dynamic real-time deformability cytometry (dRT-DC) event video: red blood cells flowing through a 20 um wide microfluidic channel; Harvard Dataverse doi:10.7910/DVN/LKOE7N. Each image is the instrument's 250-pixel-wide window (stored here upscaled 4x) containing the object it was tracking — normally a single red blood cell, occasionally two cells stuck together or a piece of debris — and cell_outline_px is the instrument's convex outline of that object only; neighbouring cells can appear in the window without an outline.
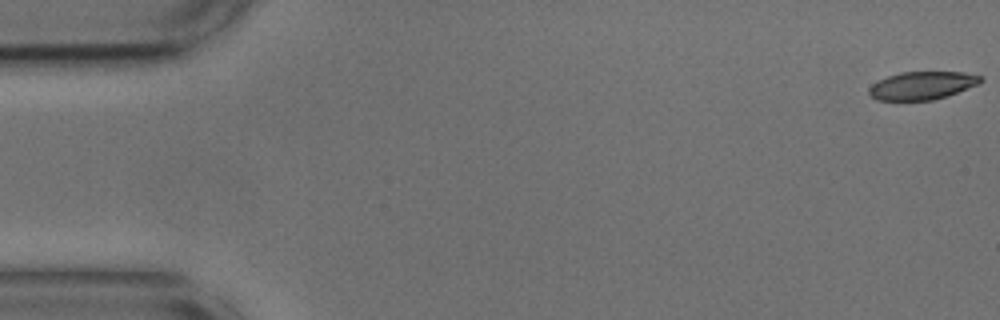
{"species": "common noctule bat (a hibernating species)", "species_latin": "Nyctalus noctula", "temperature_condition": "cold", "stored_images_in_passage": 55, "camera_frame_rate_fps": 3000, "um_per_image_px": 0.085, "animal": {"sex": "male", "body_mass_g": 17.9, "forearm_length_mm": 54.2}, "frame": {"image": 1, "passage_image": 1, "time_ms": 0.0, "image_size_px": [1000, 320], "cell_outline_px": [[984, 80], [980, 84], [948, 96], [932, 100], [876, 100], [868, 92], [868, 88], [872, 84], [888, 76], [900, 72], [964, 72], [984, 76]], "centroid_in_image_um": [78.44, 7.26], "position_along_channel_um": 6.6, "area_um2": 18.38}}
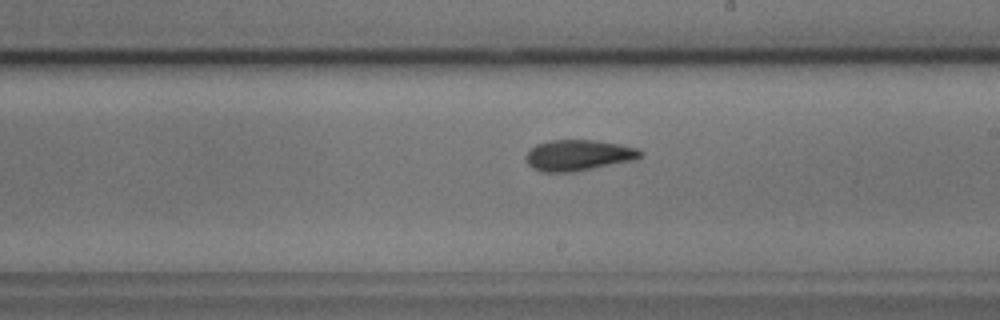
{"frame": {"image": 2, "passage_image": 31, "time_ms": 10.0, "image_size_px": [1000, 320], "cell_outline_px": [[644, 152], [636, 160], [572, 172], [540, 172], [532, 168], [528, 164], [524, 156], [536, 144], [552, 140], [596, 140], [620, 144], [640, 148]], "centroid_in_image_um": [49.18, 13.19], "position_along_channel_um": 239.8, "area_um2": 20.81}}
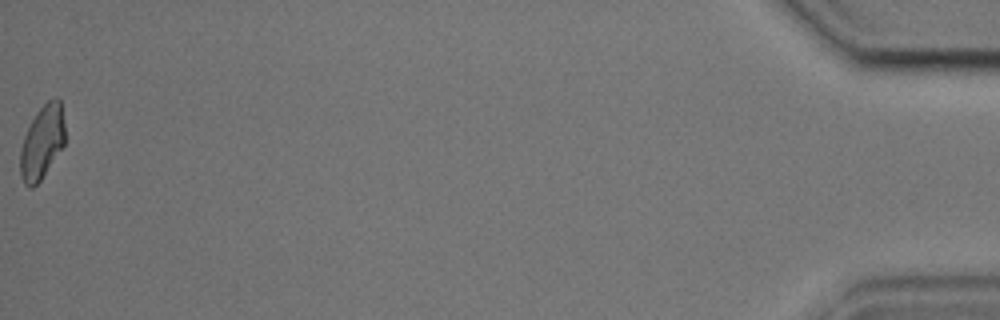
{"frame": {"image": 3, "passage_image": 55, "time_ms": 18.0, "image_size_px": [1000, 320], "cell_outline_px": [[64, 144], [40, 180], [32, 188], [28, 188], [24, 184], [20, 176], [20, 148], [24, 136], [36, 112], [48, 100], [60, 100], [64, 124]], "centroid_in_image_um": [3.55, 12.12], "position_along_channel_um": 431.7, "area_um2": 18.79}, "authors_computed_cell_mechanics": {"area_um2": 19.9988, "velocity_mm_per_s": 3.65, "shape_relaxation_time_tau1_ms": 4.6368, "shape_relaxation_time_tau2_ms": 3.7303, "deformation_change_tau1": 0.1481, "deformation_change_tau2": 0.1087}}